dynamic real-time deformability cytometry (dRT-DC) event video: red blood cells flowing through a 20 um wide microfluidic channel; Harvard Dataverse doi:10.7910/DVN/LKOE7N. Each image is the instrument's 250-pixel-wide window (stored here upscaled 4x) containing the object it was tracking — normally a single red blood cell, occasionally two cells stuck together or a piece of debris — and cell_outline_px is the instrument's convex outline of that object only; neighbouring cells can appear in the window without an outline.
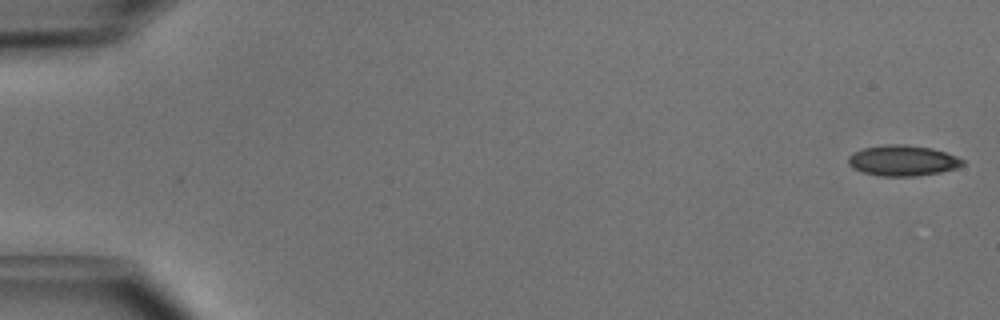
{"species": "common noctule bat (a hibernating species)", "species_latin": "Nyctalus noctula", "temperature_condition": "cold", "stored_images_in_passage": 5, "camera_frame_rate_fps": 3000, "um_per_image_px": 0.085, "animal": {"sex": "male", "body_mass_g": 15.6}, "frame": {"image": 1, "passage_image": 1, "time_ms": 0.0, "image_size_px": [1000, 320], "cell_outline_px": [[964, 164], [956, 168], [940, 172], [916, 176], [880, 176], [864, 172], [852, 168], [848, 164], [848, 156], [852, 152], [864, 148], [884, 144], [904, 144], [932, 148], [956, 156], [964, 160]], "centroid_in_image_um": [76.7, 13.64], "position_along_channel_um": 8.3, "area_um2": 20.46}}